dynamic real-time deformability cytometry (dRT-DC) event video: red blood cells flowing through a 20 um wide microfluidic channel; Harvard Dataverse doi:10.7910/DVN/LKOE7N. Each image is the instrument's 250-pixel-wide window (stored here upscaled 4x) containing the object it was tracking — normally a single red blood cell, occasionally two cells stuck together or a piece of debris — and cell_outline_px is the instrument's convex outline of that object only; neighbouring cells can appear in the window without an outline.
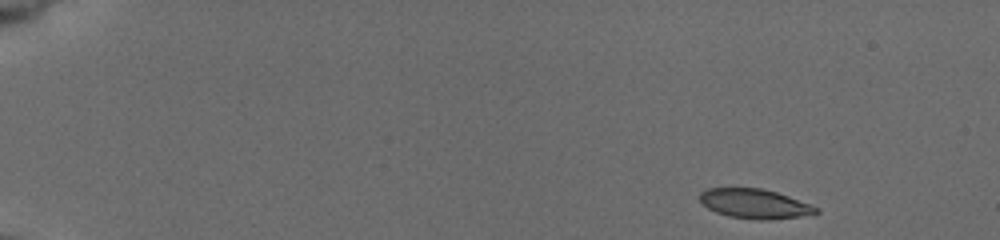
{"species": "common noctule bat (a hibernating species)", "species_latin": "Nyctalus noctula", "temperature_condition": "cold", "stored_images_in_passage": 29, "camera_frame_rate_fps": 3000, "um_per_image_px": 0.085, "animal": {"sex": "female", "body_mass_g": 19.5, "forearm_length_mm": 54.1}, "frame": {"image": 1, "passage_image": 1, "time_ms": 0.0, "image_size_px": [1000, 240], "cell_outline_px": [[820, 212], [796, 216], [760, 220], [728, 216], [716, 212], [708, 208], [700, 200], [700, 192], [708, 188], [760, 188], [776, 192], [788, 196], [820, 208]], "centroid_in_image_um": [64.12, 17.3], "position_along_channel_um": 20.9, "area_um2": 19.59}}
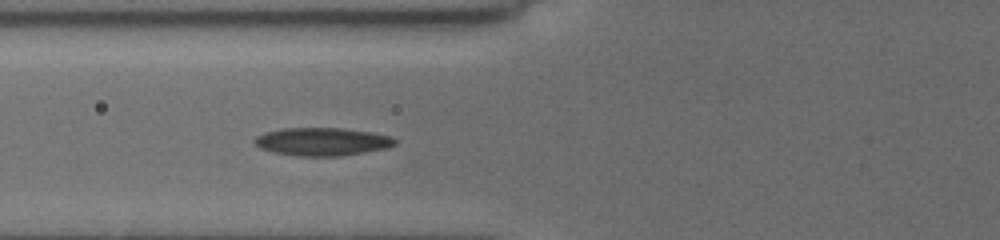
{"frame": {"image": 2, "passage_image": 20, "time_ms": 5.667, "image_size_px": [1000, 240], "cell_outline_px": [[396, 144], [384, 148], [340, 156], [296, 156], [272, 152], [260, 148], [252, 140], [256, 136], [264, 132], [280, 128], [344, 128], [372, 132], [392, 136], [396, 140]], "centroid_in_image_um": [27.34, 12.03], "position_along_channel_um": 98.5, "area_um2": 23.0}}
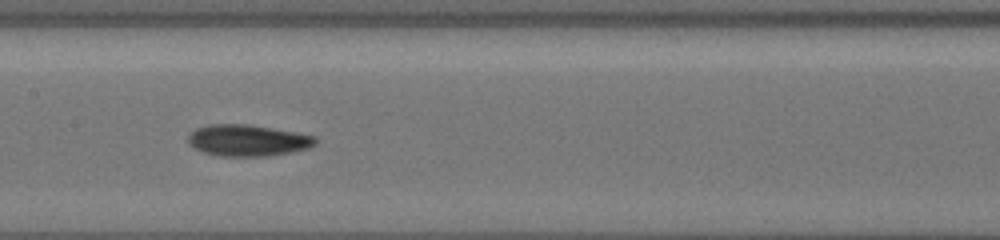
{"frame": {"image": 3, "passage_image": 28, "time_ms": 8.0, "image_size_px": [1000, 240], "cell_outline_px": [[316, 144], [308, 148], [292, 152], [268, 156], [220, 156], [204, 152], [188, 144], [188, 136], [196, 128], [208, 124], [248, 124], [272, 128], [316, 136]], "centroid_in_image_um": [21.05, 11.93], "position_along_channel_um": 186.3, "area_um2": 23.29}}